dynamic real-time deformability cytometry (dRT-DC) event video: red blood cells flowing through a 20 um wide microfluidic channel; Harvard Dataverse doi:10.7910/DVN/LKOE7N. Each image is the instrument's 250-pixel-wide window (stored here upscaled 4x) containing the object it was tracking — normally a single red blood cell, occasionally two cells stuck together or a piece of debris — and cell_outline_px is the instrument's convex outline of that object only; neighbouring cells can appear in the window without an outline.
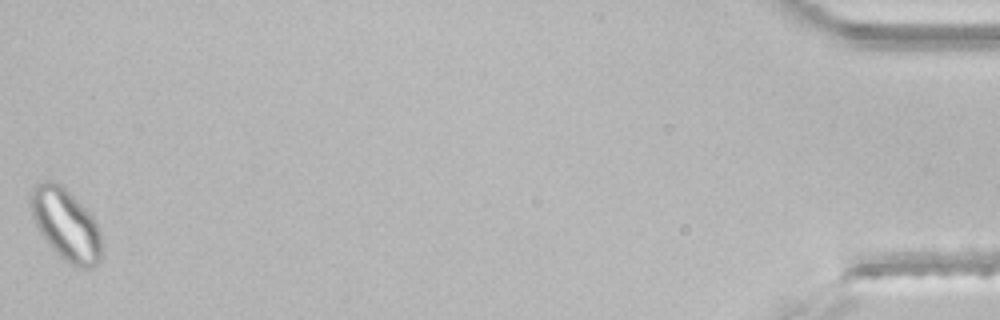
{"species": "common noctule bat (a hibernating species)", "species_latin": "Nyctalus noctula", "temperature_condition": "room temperature", "stored_images_in_passage": 45, "segment_of_instrument_passage": [2, 2], "camera_frame_rate_fps": 3000, "um_per_image_px": 0.085, "animal": {"sex": "male", "body_mass_g": 21.5, "forearm_length_mm": 52.0}, "frame": {"image": 1, "passage_image": 45, "time_ms": 14.667, "image_size_px": [1000, 320], "cell_outline_px": [[104, 256], [92, 268], [84, 268], [72, 264], [64, 260], [48, 244], [40, 232], [32, 216], [32, 188], [40, 180], [48, 180], [60, 184], [92, 216], [100, 232]], "centroid_in_image_um": [5.63, 19.12], "position_along_channel_um": 429.6, "area_um2": 29.19}}